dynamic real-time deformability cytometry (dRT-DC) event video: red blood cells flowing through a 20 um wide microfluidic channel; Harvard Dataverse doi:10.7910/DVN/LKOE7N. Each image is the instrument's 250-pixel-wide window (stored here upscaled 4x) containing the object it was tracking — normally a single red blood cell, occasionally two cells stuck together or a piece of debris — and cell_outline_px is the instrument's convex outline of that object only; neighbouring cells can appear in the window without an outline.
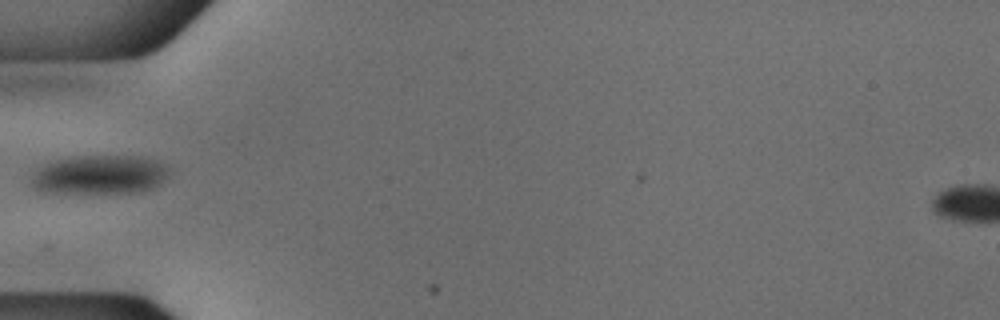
{"species": "common noctule bat (a hibernating species)", "species_latin": "Nyctalus noctula", "temperature_condition": "cold", "stored_images_in_passage": 31, "camera_frame_rate_fps": 3000, "um_per_image_px": 0.085, "animal": {"sex": "male", "body_mass_g": 18.8}, "frame": {"image": 1, "passage_image": 1, "time_ms": 0.0, "image_size_px": [1000, 320], "cell_outline_px": [[172, 168], [168, 176], [156, 188], [140, 192], [40, 192], [32, 188], [32, 172], [36, 168], [52, 160], [76, 156], [132, 156], [156, 160]], "centroid_in_image_um": [8.47, 14.84], "position_along_channel_um": 76.5, "area_um2": 31.67}}
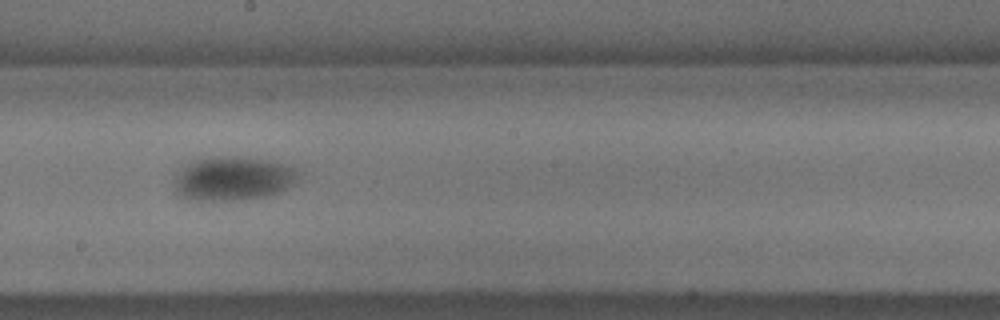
{"frame": {"image": 2, "passage_image": 13, "time_ms": 4.0, "image_size_px": [1000, 320], "cell_outline_px": [[304, 172], [288, 188], [280, 192], [264, 196], [236, 200], [192, 200], [172, 192], [176, 172], [188, 164], [196, 160], [232, 156], [264, 160], [296, 168]], "centroid_in_image_um": [19.8, 15.2], "position_along_channel_um": 228.4, "area_um2": 31.62}}
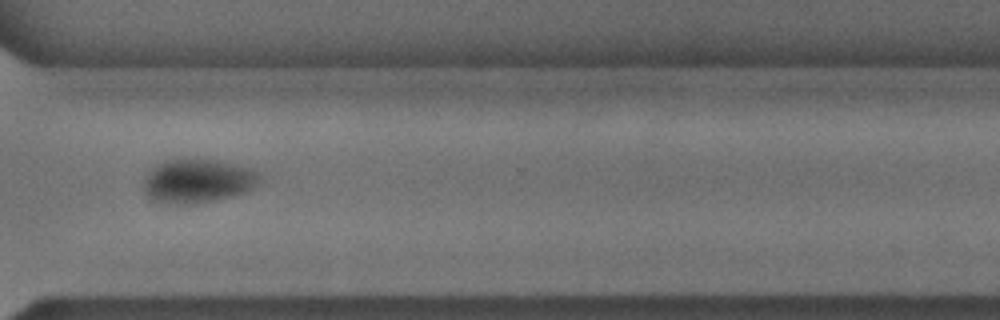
{"frame": {"image": 3, "passage_image": 23, "time_ms": 7.333, "image_size_px": [1000, 320], "cell_outline_px": [[260, 180], [252, 188], [244, 192], [232, 196], [212, 200], [180, 204], [176, 204], [156, 200], [148, 196], [144, 192], [144, 180], [148, 172], [156, 164], [164, 160], [220, 160], [252, 168], [260, 172]], "centroid_in_image_um": [16.83, 15.36], "position_along_channel_um": 353.8, "area_um2": 29.25}}